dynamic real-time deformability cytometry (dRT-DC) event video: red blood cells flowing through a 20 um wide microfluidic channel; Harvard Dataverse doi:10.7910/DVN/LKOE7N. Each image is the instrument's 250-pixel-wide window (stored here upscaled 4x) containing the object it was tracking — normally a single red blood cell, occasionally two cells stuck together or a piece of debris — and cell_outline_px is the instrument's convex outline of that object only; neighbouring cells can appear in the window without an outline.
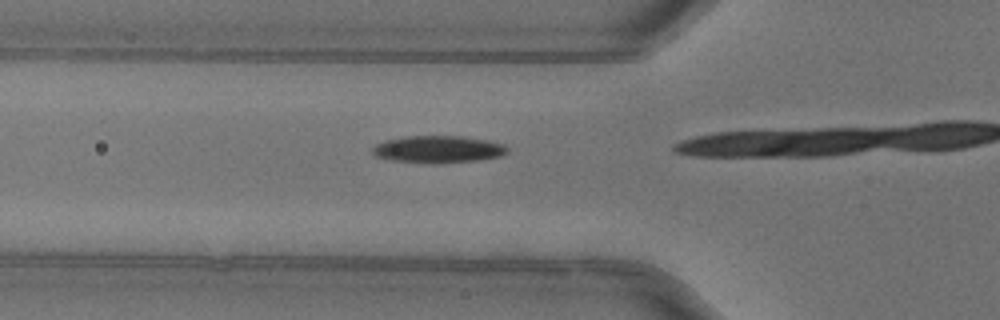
{"species": "common noctule bat (a hibernating species)", "species_latin": "Nyctalus noctula", "temperature_condition": "warm", "stored_images_in_passage": 6, "camera_frame_rate_fps": 3000, "um_per_image_px": 0.085, "animal": {"sex": "female"}, "frame": {"image": 1, "passage_image": 3, "time_ms": 0.667, "image_size_px": [1000, 320], "cell_outline_px": [[508, 152], [500, 156], [480, 160], [392, 160], [376, 156], [372, 152], [372, 148], [376, 144], [384, 140], [404, 136], [460, 136], [484, 140], [504, 144], [508, 148]], "centroid_in_image_um": [37.24, 12.63], "position_along_channel_um": 88.6, "area_um2": 20.11}}